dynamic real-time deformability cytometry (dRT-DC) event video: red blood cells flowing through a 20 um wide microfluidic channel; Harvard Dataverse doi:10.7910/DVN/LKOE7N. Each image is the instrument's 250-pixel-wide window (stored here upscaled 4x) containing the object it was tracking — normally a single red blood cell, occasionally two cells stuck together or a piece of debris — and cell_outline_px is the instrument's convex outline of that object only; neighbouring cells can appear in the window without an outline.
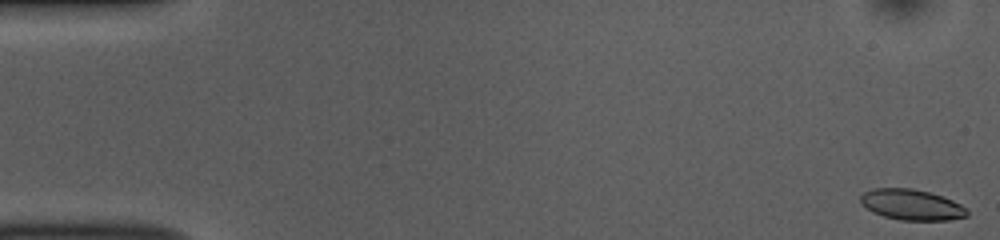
{"species": "common noctule bat (a hibernating species)", "species_latin": "Nyctalus noctula", "temperature_condition": "room temperature", "stored_images_in_passage": 54, "camera_frame_rate_fps": 3000, "um_per_image_px": 0.085, "animal": {"sex": "female", "body_mass_g": 10.0, "forearm_length_mm": 53.1}, "frame": {"image": 1, "passage_image": 1, "time_ms": 0.0, "image_size_px": [1000, 240], "cell_outline_px": [[968, 216], [948, 220], [900, 220], [884, 216], [872, 212], [860, 204], [860, 192], [872, 188], [912, 188], [944, 196], [968, 208]], "centroid_in_image_um": [77.45, 17.39], "position_along_channel_um": 7.5, "area_um2": 19.36}}
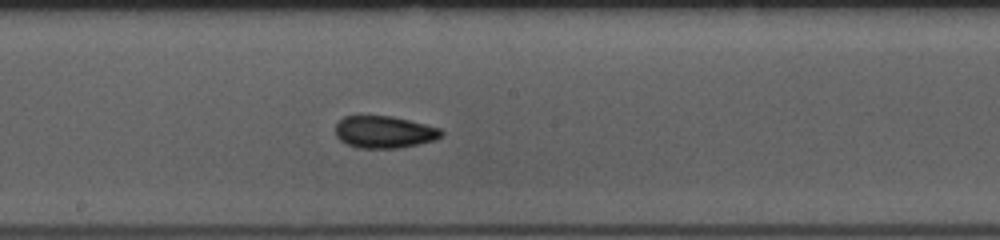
{"frame": {"image": 2, "passage_image": 29, "time_ms": 9.333, "image_size_px": [1000, 240], "cell_outline_px": [[444, 136], [436, 140], [400, 148], [356, 148], [340, 140], [336, 136], [336, 124], [344, 116], [392, 116], [440, 128], [444, 132]], "centroid_in_image_um": [32.69, 11.23], "position_along_channel_um": 215.5, "area_um2": 19.88}}
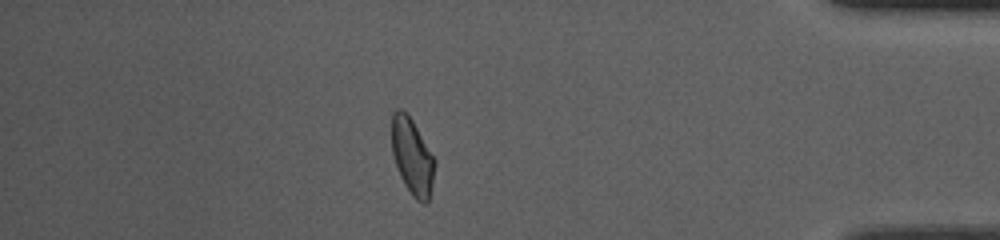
{"frame": {"image": 3, "passage_image": 47, "time_ms": 15.333, "image_size_px": [1000, 240], "cell_outline_px": [[436, 164], [428, 204], [424, 204], [416, 200], [412, 196], [404, 184], [400, 176], [392, 152], [392, 112], [396, 108], [400, 108], [408, 112], [436, 160]], "centroid_in_image_um": [35.05, 13.29], "position_along_channel_um": 400.2, "area_um2": 19.42}, "authors_computed_cell_mechanics": {"area_um2": 19.4786, "velocity_mm_per_s": 3.7146, "shape_relaxation_time_tau1_ms": 8.2195, "shape_relaxation_time_tau2_ms": 1.7739, "deformation_change_tau1": 0.1576, "deformation_change_tau2": 0.0624}}